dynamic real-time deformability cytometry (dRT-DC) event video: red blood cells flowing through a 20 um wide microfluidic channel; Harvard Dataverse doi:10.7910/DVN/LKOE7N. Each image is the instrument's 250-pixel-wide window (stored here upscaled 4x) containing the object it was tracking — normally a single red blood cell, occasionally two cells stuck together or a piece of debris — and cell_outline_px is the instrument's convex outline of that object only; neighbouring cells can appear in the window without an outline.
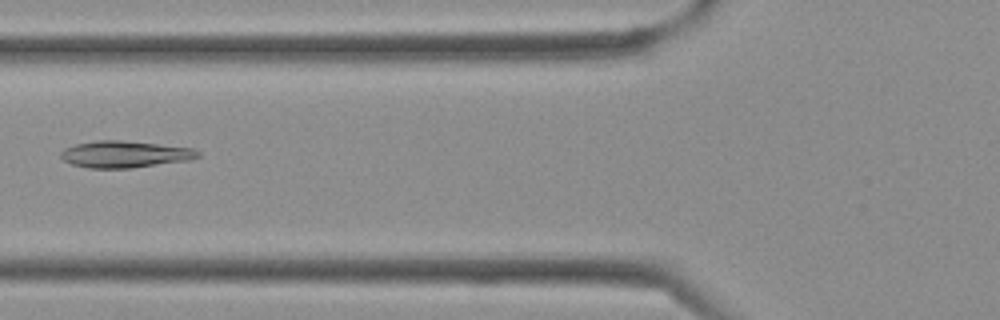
{"species": "Egyptian fruit bat (a non-hibernating species)", "species_latin": "Rousettus aegyptiacus", "temperature_condition": "cold", "stored_images_in_passage": 37, "camera_frame_rate_fps": 3000, "um_per_image_px": 0.085, "frame": {"image": 1, "passage_image": 14, "time_ms": 4.333, "image_size_px": [1000, 320], "cell_outline_px": [[200, 156], [188, 160], [132, 168], [88, 168], [72, 164], [64, 160], [60, 156], [60, 152], [64, 148], [76, 144], [96, 140], [120, 140], [196, 148], [200, 152]], "centroid_in_image_um": [10.61, 13.11], "position_along_channel_um": 115.2, "area_um2": 21.39}}
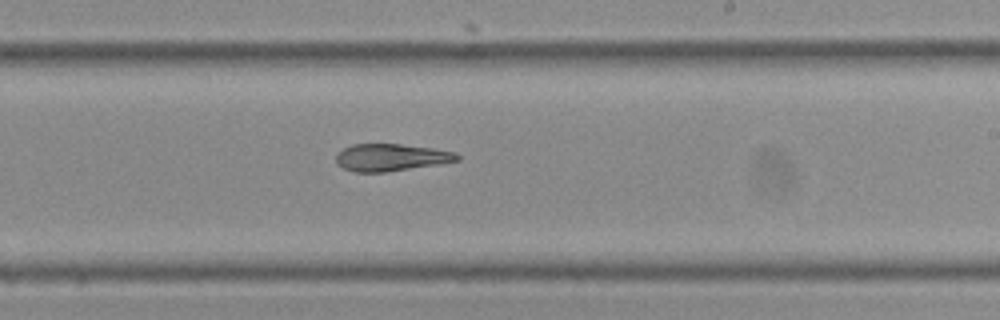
{"frame": {"image": 2, "passage_image": 22, "time_ms": 7.0, "image_size_px": [1000, 320], "cell_outline_px": [[460, 160], [388, 172], [352, 172], [336, 164], [336, 152], [352, 144], [400, 144], [432, 148], [456, 152], [460, 156]], "centroid_in_image_um": [33.2, 13.38], "position_along_channel_um": 255.8, "area_um2": 19.25}}
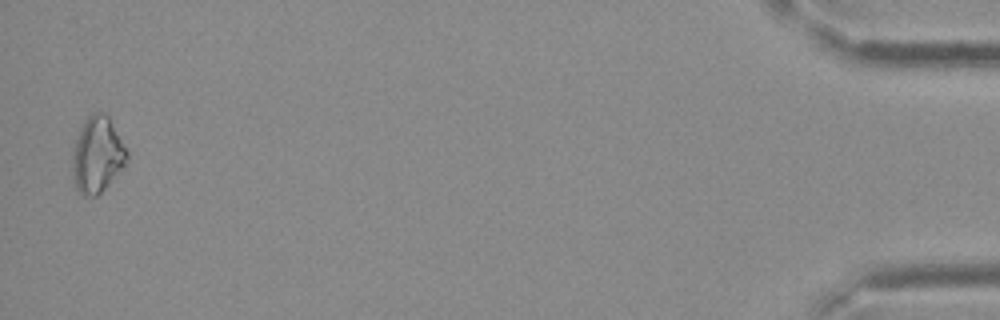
{"frame": {"image": 3, "passage_image": 37, "time_ms": 12.0, "image_size_px": [1000, 320], "cell_outline_px": [[128, 164], [96, 196], [84, 196], [76, 188], [72, 176], [72, 156], [76, 140], [84, 120], [92, 112], [104, 112], [108, 116], [128, 152]], "centroid_in_image_um": [8.28, 13.16], "position_along_channel_um": 426.9, "area_um2": 24.1}}